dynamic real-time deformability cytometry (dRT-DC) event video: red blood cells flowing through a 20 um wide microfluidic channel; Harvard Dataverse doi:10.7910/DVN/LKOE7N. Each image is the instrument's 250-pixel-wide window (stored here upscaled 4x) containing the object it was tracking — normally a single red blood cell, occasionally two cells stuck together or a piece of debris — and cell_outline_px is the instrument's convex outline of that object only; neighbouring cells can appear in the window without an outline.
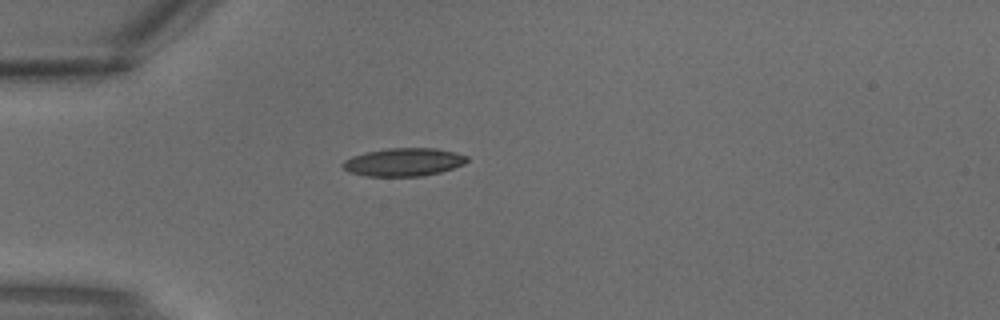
{"species": "common noctule bat (a hibernating species)", "species_latin": "Nyctalus noctula", "temperature_condition": "warm", "stored_images_in_passage": 1, "camera_frame_rate_fps": 3000, "um_per_image_px": 0.085, "animal": {"sex": "male", "body_mass_g": 18.8}, "frame": {"image": 1, "passage_image": 1, "time_ms": 0.0, "image_size_px": [1000, 320], "cell_outline_px": [[468, 160], [464, 164], [440, 172], [424, 176], [368, 176], [348, 172], [340, 164], [344, 160], [352, 156], [364, 152], [388, 148], [436, 148], [456, 152], [468, 156]], "centroid_in_image_um": [34.3, 13.77], "position_along_channel_um": 50.7, "area_um2": 20.46}}